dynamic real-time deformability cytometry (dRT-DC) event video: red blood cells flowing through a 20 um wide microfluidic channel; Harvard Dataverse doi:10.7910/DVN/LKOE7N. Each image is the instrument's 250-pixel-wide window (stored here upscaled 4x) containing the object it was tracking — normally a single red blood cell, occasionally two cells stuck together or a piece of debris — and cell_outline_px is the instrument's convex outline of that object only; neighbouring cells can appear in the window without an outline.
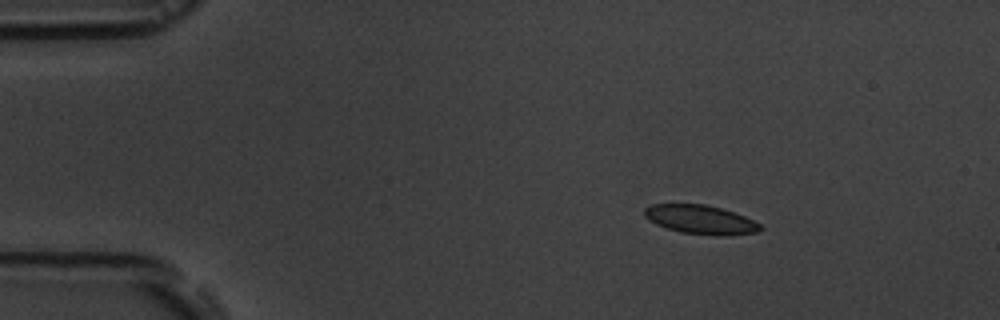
{"species": "common noctule bat (a hibernating species)", "species_latin": "Nyctalus noctula", "temperature_condition": "room temperature", "stored_images_in_passage": 6, "camera_frame_rate_fps": 3000, "um_per_image_px": 0.085, "animal": {"sex": "male", "body_mass_g": 19.5, "forearm_length_mm": 54.6}, "frame": {"image": 1, "passage_image": 2, "time_ms": 1.0, "image_size_px": [1000, 320], "cell_outline_px": [[764, 228], [756, 232], [716, 236], [680, 232], [656, 224], [648, 220], [644, 216], [644, 208], [652, 204], [704, 204], [720, 208], [744, 216], [760, 224]], "centroid_in_image_um": [59.51, 18.66], "position_along_channel_um": 25.5, "area_um2": 19.36}}
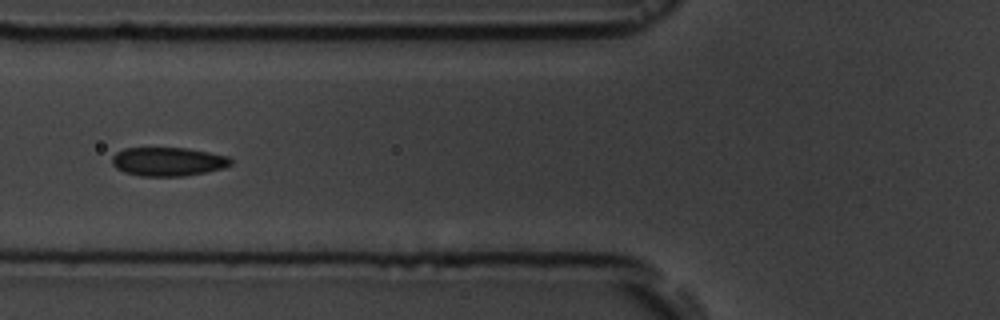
{"frame": {"image": 2, "passage_image": 5, "time_ms": 5.333, "image_size_px": [1000, 320], "cell_outline_px": [[232, 164], [224, 168], [184, 176], [140, 176], [124, 172], [116, 168], [112, 164], [112, 156], [116, 152], [124, 148], [188, 148], [228, 156], [232, 160]], "centroid_in_image_um": [14.27, 13.73], "position_along_channel_um": 111.5, "area_um2": 19.94}}
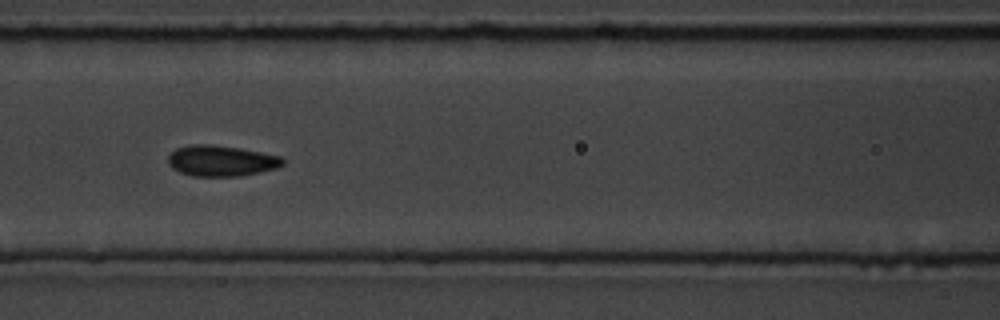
{"frame": {"image": 3, "passage_image": 6, "time_ms": 6.333, "image_size_px": [1000, 320], "cell_outline_px": [[284, 164], [276, 168], [260, 172], [240, 176], [192, 176], [180, 172], [172, 168], [168, 164], [168, 156], [176, 148], [188, 144], [208, 144], [240, 148], [280, 156], [284, 160]], "centroid_in_image_um": [18.78, 13.66], "position_along_channel_um": 147.8, "area_um2": 20.63}}